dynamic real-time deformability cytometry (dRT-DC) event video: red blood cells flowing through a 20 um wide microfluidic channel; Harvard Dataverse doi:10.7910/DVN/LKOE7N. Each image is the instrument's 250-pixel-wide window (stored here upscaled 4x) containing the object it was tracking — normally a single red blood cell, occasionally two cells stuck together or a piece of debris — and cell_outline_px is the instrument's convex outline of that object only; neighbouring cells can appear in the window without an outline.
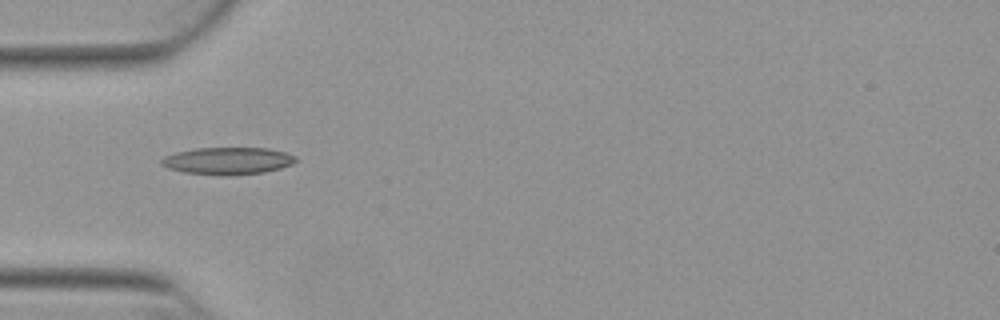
{"species": "Egyptian fruit bat (a non-hibernating species)", "species_latin": "Rousettus aegyptiacus", "temperature_condition": "warm", "stored_images_in_passage": 30, "camera_frame_rate_fps": 3000, "um_per_image_px": 0.085, "animal": {"sex": "female"}, "frame": {"image": 1, "passage_image": 1, "time_ms": 0.0, "image_size_px": [1000, 320], "cell_outline_px": [[296, 160], [292, 164], [280, 168], [264, 172], [224, 176], [220, 176], [184, 172], [168, 168], [160, 164], [160, 160], [164, 156], [176, 152], [196, 148], [268, 148], [284, 152], [296, 156]], "centroid_in_image_um": [19.33, 13.67], "position_along_channel_um": 65.7, "area_um2": 21.33}}
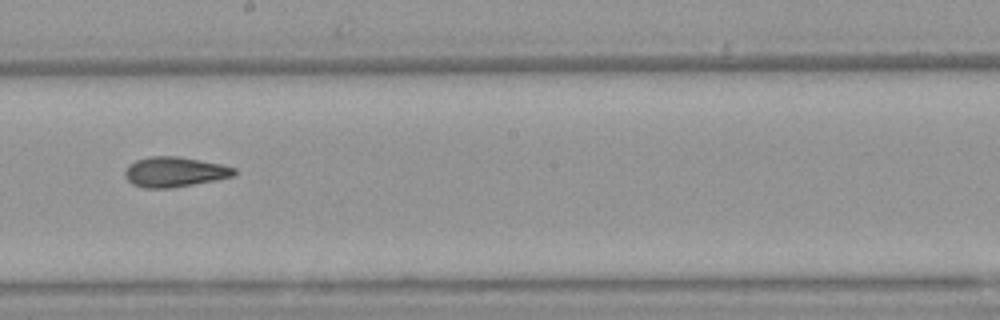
{"frame": {"image": 2, "passage_image": 14, "time_ms": 4.333, "image_size_px": [1000, 320], "cell_outline_px": [[236, 176], [216, 180], [172, 188], [144, 188], [132, 184], [124, 176], [124, 172], [128, 164], [136, 160], [148, 156], [176, 156], [220, 164], [236, 168]], "centroid_in_image_um": [14.82, 14.62], "position_along_channel_um": 233.4, "area_um2": 19.25}}
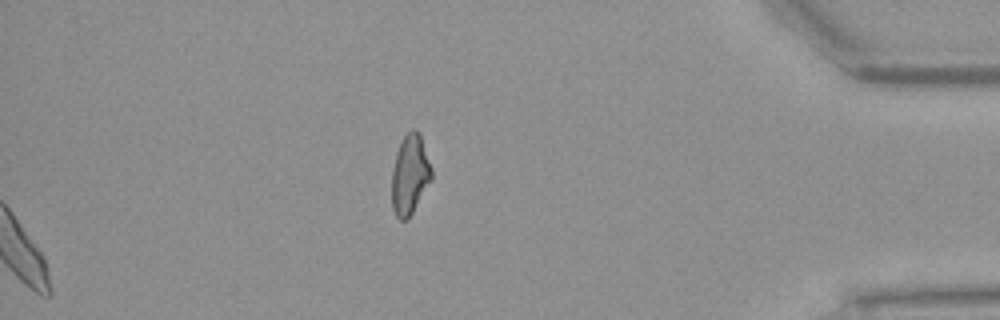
{"frame": {"image": 3, "passage_image": 30, "time_ms": 9.667, "image_size_px": [1000, 320], "cell_outline_px": [[432, 180], [408, 220], [400, 220], [396, 216], [392, 208], [392, 168], [396, 152], [404, 136], [412, 128], [416, 128], [420, 132], [432, 168]], "centroid_in_image_um": [34.85, 14.84], "position_along_channel_um": 400.3, "area_um2": 18.79}, "authors_computed_cell_mechanics": {"area_um2": 19.2185, "velocity_mm_per_s": 3.8802, "shape_relaxation_time_tau1_ms": null, "shape_relaxation_time_tau2_ms": 3.1422, "deformation_change_tau1": null, "deformation_change_tau2": 0.1104}}